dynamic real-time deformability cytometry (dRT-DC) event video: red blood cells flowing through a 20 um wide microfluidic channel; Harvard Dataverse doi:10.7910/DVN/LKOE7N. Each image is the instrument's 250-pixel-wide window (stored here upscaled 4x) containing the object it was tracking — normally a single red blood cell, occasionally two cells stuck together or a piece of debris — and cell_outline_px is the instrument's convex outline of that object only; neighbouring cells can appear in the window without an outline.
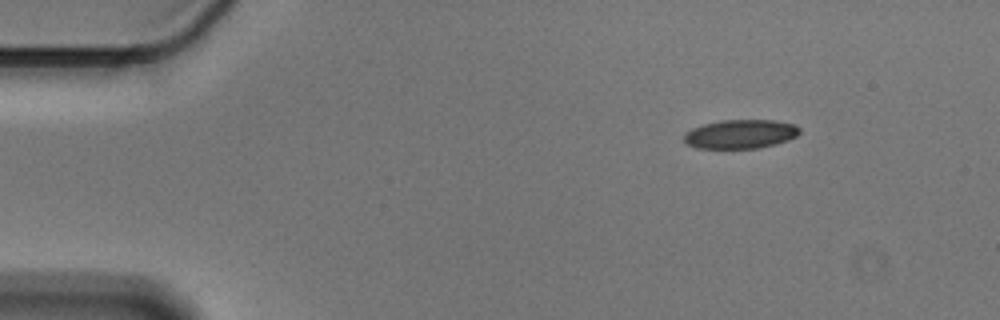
{"species": "Egyptian fruit bat (a non-hibernating species)", "species_latin": "Rousettus aegyptiacus", "temperature_condition": "cold", "stored_images_in_passage": 9, "camera_frame_rate_fps": 3000, "um_per_image_px": 0.085, "animal": {"sex": "male"}, "frame": {"image": 1, "passage_image": 1, "time_ms": 0.0, "image_size_px": [1000, 320], "cell_outline_px": [[800, 132], [796, 136], [788, 140], [776, 144], [760, 148], [696, 148], [684, 144], [684, 132], [692, 128], [704, 124], [720, 120], [776, 120], [796, 124], [800, 128]], "centroid_in_image_um": [62.93, 11.39], "position_along_channel_um": 22.1, "area_um2": 19.77}}